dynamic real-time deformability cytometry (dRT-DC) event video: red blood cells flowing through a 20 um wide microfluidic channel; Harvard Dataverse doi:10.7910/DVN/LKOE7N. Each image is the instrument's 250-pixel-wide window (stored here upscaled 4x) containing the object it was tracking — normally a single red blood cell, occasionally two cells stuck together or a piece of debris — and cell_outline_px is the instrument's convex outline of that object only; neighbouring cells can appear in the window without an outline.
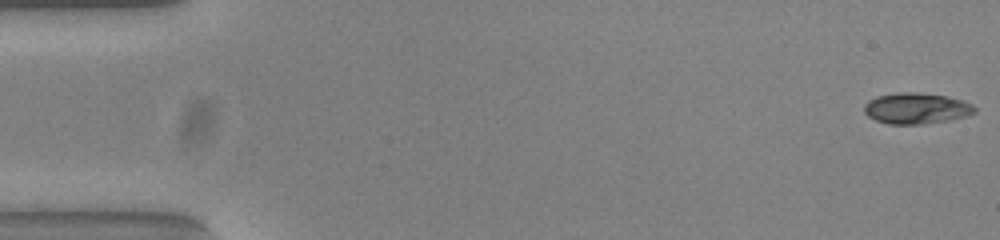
{"species": "common noctule bat (a hibernating species)", "species_latin": "Nyctalus noctula", "temperature_condition": "warm", "stored_images_in_passage": 53, "camera_frame_rate_fps": 3000, "um_per_image_px": 0.085, "animal": {"sex": "female", "body_mass_g": 23.0, "forearm_length_mm": 53.4}, "frame": {"image": 1, "passage_image": 1, "time_ms": 0.0, "image_size_px": [1000, 240], "cell_outline_px": [[976, 112], [964, 116], [948, 120], [924, 124], [888, 124], [876, 120], [868, 116], [864, 112], [864, 104], [868, 100], [876, 96], [900, 92], [916, 92], [948, 96], [964, 100], [972, 104], [976, 108]], "centroid_in_image_um": [77.88, 9.2], "position_along_channel_um": 7.1, "area_um2": 20.06}}
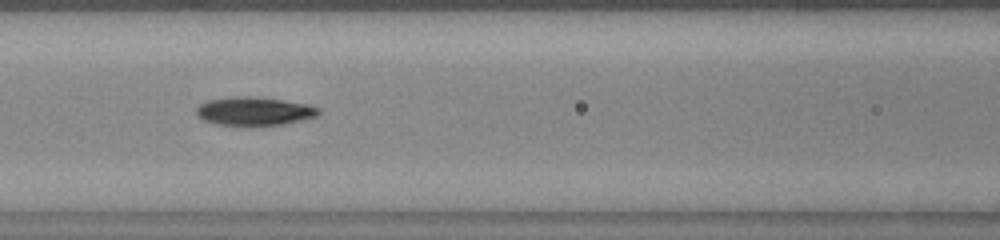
{"frame": {"image": 2, "passage_image": 23, "time_ms": 7.333, "image_size_px": [1000, 240], "cell_outline_px": [[320, 112], [316, 116], [280, 124], [244, 128], [220, 124], [204, 120], [196, 116], [196, 108], [200, 104], [208, 100], [236, 96], [248, 96], [312, 104], [320, 108]], "centroid_in_image_um": [21.58, 9.47], "position_along_channel_um": 145.0, "area_um2": 20.58}}
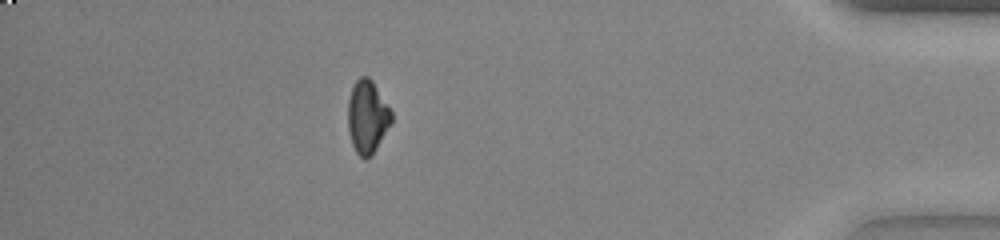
{"frame": {"image": 3, "passage_image": 47, "time_ms": 15.333, "image_size_px": [1000, 240], "cell_outline_px": [[392, 124], [376, 148], [364, 160], [356, 152], [352, 144], [348, 132], [348, 100], [352, 88], [356, 80], [360, 76], [368, 76], [372, 80], [392, 112]], "centroid_in_image_um": [31.22, 9.92], "position_along_channel_um": 404.0, "area_um2": 18.44}, "authors_computed_cell_mechanics": {"area_um2": 19.7676, "velocity_mm_per_s": 3.8441, "shape_relaxation_time_tau1_ms": 4.8007, "shape_relaxation_time_tau2_ms": 2.6956, "deformation_change_tau1": 0.1706, "deformation_change_tau2": 0.0678}}